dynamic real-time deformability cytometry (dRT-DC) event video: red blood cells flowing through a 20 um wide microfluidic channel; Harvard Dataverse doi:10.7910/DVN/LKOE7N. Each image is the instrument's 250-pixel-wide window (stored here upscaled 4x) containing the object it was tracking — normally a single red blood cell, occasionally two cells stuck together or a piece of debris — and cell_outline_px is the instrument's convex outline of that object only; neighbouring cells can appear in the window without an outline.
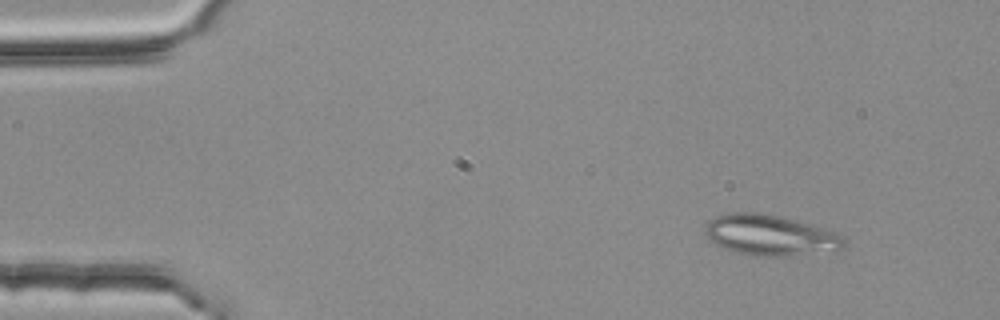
{"species": "common noctule bat (a hibernating species)", "species_latin": "Nyctalus noctula", "temperature_condition": "room temperature", "stored_images_in_passage": 3, "camera_frame_rate_fps": 3000, "um_per_image_px": 0.085, "animal": {"sex": "female", "body_mass_g": 25.1}, "frame": {"image": 1, "passage_image": 1, "time_ms": 0.0, "image_size_px": [1000, 320], "cell_outline_px": [[848, 244], [844, 248], [836, 252], [792, 256], [752, 256], [732, 252], [712, 244], [708, 240], [704, 228], [708, 220], [716, 216], [736, 212], [756, 212], [776, 216], [828, 228], [836, 232]], "centroid_in_image_um": [65.49, 20.03], "position_along_channel_um": 19.5, "area_um2": 33.7}}